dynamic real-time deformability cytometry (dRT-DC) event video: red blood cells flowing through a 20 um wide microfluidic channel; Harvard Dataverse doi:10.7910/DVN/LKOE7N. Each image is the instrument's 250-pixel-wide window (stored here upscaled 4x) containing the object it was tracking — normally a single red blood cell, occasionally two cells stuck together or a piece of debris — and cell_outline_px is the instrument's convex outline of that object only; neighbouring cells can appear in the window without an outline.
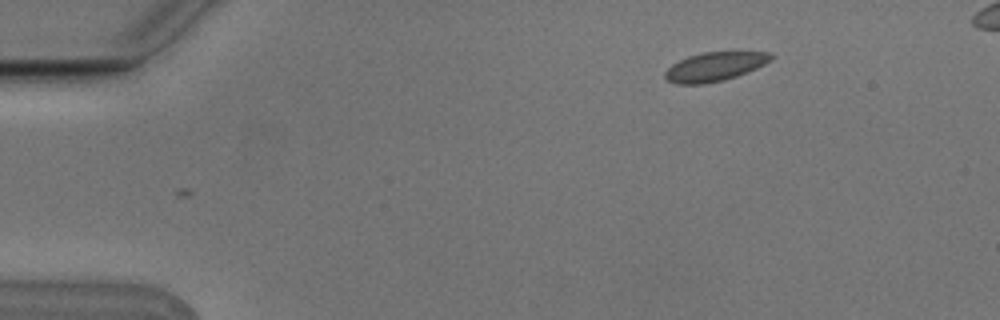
{"species": "Egyptian fruit bat (a non-hibernating species)", "species_latin": "Rousettus aegyptiacus", "temperature_condition": "cold", "stored_images_in_passage": 6, "camera_frame_rate_fps": 3000, "um_per_image_px": 0.085, "animal": {"sex": "male"}, "frame": {"image": 1, "passage_image": 1, "time_ms": 0.0, "image_size_px": [1000, 320], "cell_outline_px": [[772, 60], [756, 68], [736, 76], [724, 80], [704, 84], [676, 84], [668, 80], [664, 76], [664, 72], [672, 64], [688, 56], [704, 52], [768, 52], [772, 56]], "centroid_in_image_um": [60.72, 5.67], "position_along_channel_um": 24.3, "area_um2": 17.69}}
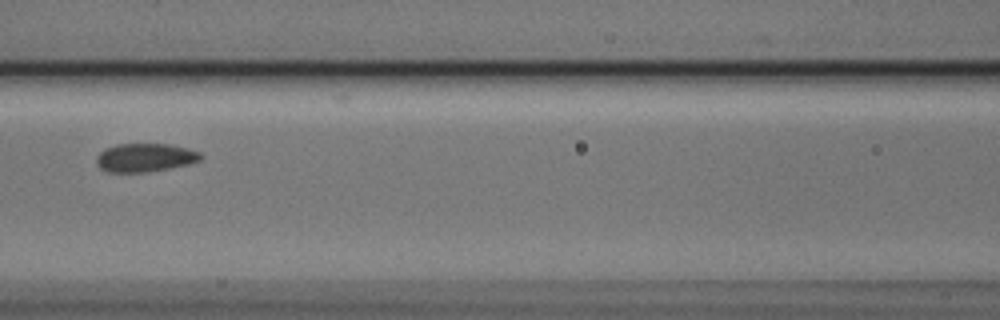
{"frame": {"image": 2, "passage_image": 6, "time_ms": 1.667, "image_size_px": [1000, 320], "cell_outline_px": [[204, 156], [200, 160], [188, 164], [148, 172], [108, 172], [100, 168], [96, 164], [96, 156], [104, 148], [116, 144], [168, 144], [188, 148], [200, 152]], "centroid_in_image_um": [12.31, 13.39], "position_along_channel_um": 154.3, "area_um2": 17.4}}